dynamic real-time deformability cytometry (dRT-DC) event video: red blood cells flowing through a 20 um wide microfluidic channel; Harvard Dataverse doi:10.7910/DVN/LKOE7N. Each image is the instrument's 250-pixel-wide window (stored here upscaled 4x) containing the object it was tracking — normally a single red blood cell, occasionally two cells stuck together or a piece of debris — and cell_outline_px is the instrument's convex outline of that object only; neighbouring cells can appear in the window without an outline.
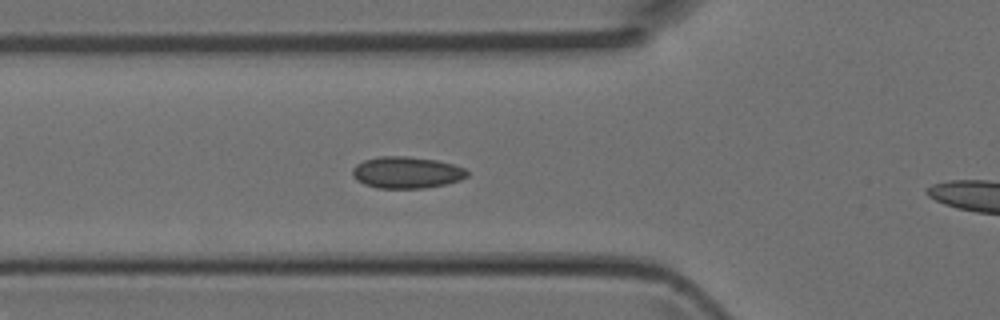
{"species": "Egyptian fruit bat (a non-hibernating species)", "species_latin": "Rousettus aegyptiacus", "temperature_condition": "room temperature", "stored_images_in_passage": 6, "camera_frame_rate_fps": 3000, "um_per_image_px": 0.085, "animal": {"sex": "female"}, "frame": {"image": 1, "passage_image": 5, "time_ms": 1.333, "image_size_px": [1000, 320], "cell_outline_px": [[468, 176], [460, 180], [444, 184], [424, 188], [376, 188], [364, 184], [356, 180], [352, 176], [352, 168], [356, 164], [364, 160], [380, 156], [408, 156], [436, 160], [452, 164], [464, 168], [468, 172]], "centroid_in_image_um": [34.53, 14.66], "position_along_channel_um": 91.3, "area_um2": 21.21}}